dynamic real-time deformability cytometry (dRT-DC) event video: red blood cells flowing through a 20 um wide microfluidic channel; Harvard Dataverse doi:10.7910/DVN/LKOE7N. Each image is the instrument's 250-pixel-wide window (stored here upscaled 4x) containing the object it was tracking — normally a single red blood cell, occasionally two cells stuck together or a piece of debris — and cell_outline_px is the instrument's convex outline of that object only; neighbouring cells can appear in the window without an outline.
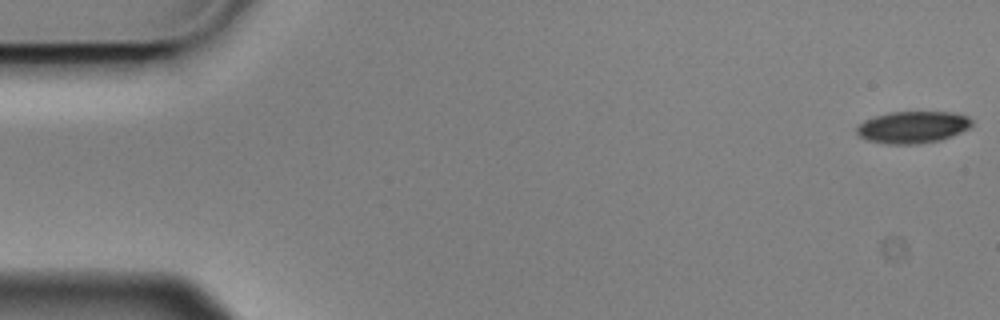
{"species": "Egyptian fruit bat (a non-hibernating species)", "species_latin": "Rousettus aegyptiacus", "temperature_condition": "cold", "stored_images_in_passage": 4, "camera_frame_rate_fps": 3000, "um_per_image_px": 0.085, "animal": {"sex": "male"}, "frame": {"image": 1, "passage_image": 1, "time_ms": 0.0, "image_size_px": [1000, 320], "cell_outline_px": [[972, 124], [968, 128], [952, 136], [940, 140], [916, 144], [888, 144], [868, 140], [860, 136], [856, 132], [856, 128], [864, 120], [876, 116], [892, 112], [952, 112], [968, 116], [972, 120]], "centroid_in_image_um": [77.59, 10.81], "position_along_channel_um": 7.4, "area_um2": 21.27}}